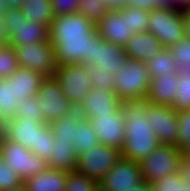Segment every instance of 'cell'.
I'll return each instance as SVG.
<instances>
[{
    "mask_svg": "<svg viewBox=\"0 0 190 191\" xmlns=\"http://www.w3.org/2000/svg\"><path fill=\"white\" fill-rule=\"evenodd\" d=\"M149 106L147 97L125 99L119 109L125 120L126 134L121 157L140 162L148 157L161 143L146 121Z\"/></svg>",
    "mask_w": 190,
    "mask_h": 191,
    "instance_id": "1",
    "label": "cell"
},
{
    "mask_svg": "<svg viewBox=\"0 0 190 191\" xmlns=\"http://www.w3.org/2000/svg\"><path fill=\"white\" fill-rule=\"evenodd\" d=\"M147 32L153 34L165 48L186 37L181 8L164 5L149 10Z\"/></svg>",
    "mask_w": 190,
    "mask_h": 191,
    "instance_id": "2",
    "label": "cell"
},
{
    "mask_svg": "<svg viewBox=\"0 0 190 191\" xmlns=\"http://www.w3.org/2000/svg\"><path fill=\"white\" fill-rule=\"evenodd\" d=\"M148 68L145 63L129 59L120 72L114 74V90L117 97L125 99H136L147 97L150 90Z\"/></svg>",
    "mask_w": 190,
    "mask_h": 191,
    "instance_id": "3",
    "label": "cell"
},
{
    "mask_svg": "<svg viewBox=\"0 0 190 191\" xmlns=\"http://www.w3.org/2000/svg\"><path fill=\"white\" fill-rule=\"evenodd\" d=\"M182 152L174 145L160 144L148 157L139 162L142 179L152 183L181 171Z\"/></svg>",
    "mask_w": 190,
    "mask_h": 191,
    "instance_id": "4",
    "label": "cell"
},
{
    "mask_svg": "<svg viewBox=\"0 0 190 191\" xmlns=\"http://www.w3.org/2000/svg\"><path fill=\"white\" fill-rule=\"evenodd\" d=\"M0 155L11 169L25 181L48 168L47 161L17 142L8 140L0 133Z\"/></svg>",
    "mask_w": 190,
    "mask_h": 191,
    "instance_id": "5",
    "label": "cell"
},
{
    "mask_svg": "<svg viewBox=\"0 0 190 191\" xmlns=\"http://www.w3.org/2000/svg\"><path fill=\"white\" fill-rule=\"evenodd\" d=\"M9 44H39L50 41V29L36 21H28L20 8L10 9L4 16Z\"/></svg>",
    "mask_w": 190,
    "mask_h": 191,
    "instance_id": "6",
    "label": "cell"
},
{
    "mask_svg": "<svg viewBox=\"0 0 190 191\" xmlns=\"http://www.w3.org/2000/svg\"><path fill=\"white\" fill-rule=\"evenodd\" d=\"M13 46L19 67L31 69L44 77H51L56 73L58 68L56 52L50 41Z\"/></svg>",
    "mask_w": 190,
    "mask_h": 191,
    "instance_id": "7",
    "label": "cell"
},
{
    "mask_svg": "<svg viewBox=\"0 0 190 191\" xmlns=\"http://www.w3.org/2000/svg\"><path fill=\"white\" fill-rule=\"evenodd\" d=\"M53 76L66 98L75 108L93 88L87 66L83 64L58 65Z\"/></svg>",
    "mask_w": 190,
    "mask_h": 191,
    "instance_id": "8",
    "label": "cell"
},
{
    "mask_svg": "<svg viewBox=\"0 0 190 191\" xmlns=\"http://www.w3.org/2000/svg\"><path fill=\"white\" fill-rule=\"evenodd\" d=\"M120 157L119 149L100 143L79 156L75 169L99 183Z\"/></svg>",
    "mask_w": 190,
    "mask_h": 191,
    "instance_id": "9",
    "label": "cell"
},
{
    "mask_svg": "<svg viewBox=\"0 0 190 191\" xmlns=\"http://www.w3.org/2000/svg\"><path fill=\"white\" fill-rule=\"evenodd\" d=\"M40 111L47 124L72 112L75 107L64 95L54 76L45 77L36 93Z\"/></svg>",
    "mask_w": 190,
    "mask_h": 191,
    "instance_id": "10",
    "label": "cell"
},
{
    "mask_svg": "<svg viewBox=\"0 0 190 191\" xmlns=\"http://www.w3.org/2000/svg\"><path fill=\"white\" fill-rule=\"evenodd\" d=\"M143 182L139 162L120 157L99 182V191H126Z\"/></svg>",
    "mask_w": 190,
    "mask_h": 191,
    "instance_id": "11",
    "label": "cell"
},
{
    "mask_svg": "<svg viewBox=\"0 0 190 191\" xmlns=\"http://www.w3.org/2000/svg\"><path fill=\"white\" fill-rule=\"evenodd\" d=\"M96 28L86 38L50 39L56 52L58 65L83 64L90 65L92 40L98 35Z\"/></svg>",
    "mask_w": 190,
    "mask_h": 191,
    "instance_id": "12",
    "label": "cell"
},
{
    "mask_svg": "<svg viewBox=\"0 0 190 191\" xmlns=\"http://www.w3.org/2000/svg\"><path fill=\"white\" fill-rule=\"evenodd\" d=\"M146 121L151 125L161 144L177 147L178 121L176 111L172 106L157 105L149 101Z\"/></svg>",
    "mask_w": 190,
    "mask_h": 191,
    "instance_id": "13",
    "label": "cell"
},
{
    "mask_svg": "<svg viewBox=\"0 0 190 191\" xmlns=\"http://www.w3.org/2000/svg\"><path fill=\"white\" fill-rule=\"evenodd\" d=\"M129 59L125 47L106 42L99 34L92 40L90 65L103 72L117 74Z\"/></svg>",
    "mask_w": 190,
    "mask_h": 191,
    "instance_id": "14",
    "label": "cell"
},
{
    "mask_svg": "<svg viewBox=\"0 0 190 191\" xmlns=\"http://www.w3.org/2000/svg\"><path fill=\"white\" fill-rule=\"evenodd\" d=\"M89 122L101 144L112 146L120 151L123 149L126 126L120 110L117 113L96 114Z\"/></svg>",
    "mask_w": 190,
    "mask_h": 191,
    "instance_id": "15",
    "label": "cell"
},
{
    "mask_svg": "<svg viewBox=\"0 0 190 191\" xmlns=\"http://www.w3.org/2000/svg\"><path fill=\"white\" fill-rule=\"evenodd\" d=\"M96 28L80 13L57 16L50 24V39L86 38Z\"/></svg>",
    "mask_w": 190,
    "mask_h": 191,
    "instance_id": "16",
    "label": "cell"
},
{
    "mask_svg": "<svg viewBox=\"0 0 190 191\" xmlns=\"http://www.w3.org/2000/svg\"><path fill=\"white\" fill-rule=\"evenodd\" d=\"M121 102L115 92L93 87L76 109L85 119L90 120L96 114L117 113Z\"/></svg>",
    "mask_w": 190,
    "mask_h": 191,
    "instance_id": "17",
    "label": "cell"
},
{
    "mask_svg": "<svg viewBox=\"0 0 190 191\" xmlns=\"http://www.w3.org/2000/svg\"><path fill=\"white\" fill-rule=\"evenodd\" d=\"M98 33L106 42L125 47L132 38L129 29L128 14L121 9L110 10L96 25Z\"/></svg>",
    "mask_w": 190,
    "mask_h": 191,
    "instance_id": "18",
    "label": "cell"
},
{
    "mask_svg": "<svg viewBox=\"0 0 190 191\" xmlns=\"http://www.w3.org/2000/svg\"><path fill=\"white\" fill-rule=\"evenodd\" d=\"M43 124L29 117H15L6 121L0 128V131L8 140L31 149L37 144L38 128Z\"/></svg>",
    "mask_w": 190,
    "mask_h": 191,
    "instance_id": "19",
    "label": "cell"
},
{
    "mask_svg": "<svg viewBox=\"0 0 190 191\" xmlns=\"http://www.w3.org/2000/svg\"><path fill=\"white\" fill-rule=\"evenodd\" d=\"M164 48L153 34L143 32L132 35V38L125 46V52L130 59L147 64L151 58L155 57Z\"/></svg>",
    "mask_w": 190,
    "mask_h": 191,
    "instance_id": "20",
    "label": "cell"
},
{
    "mask_svg": "<svg viewBox=\"0 0 190 191\" xmlns=\"http://www.w3.org/2000/svg\"><path fill=\"white\" fill-rule=\"evenodd\" d=\"M178 90V75L176 72L163 73L150 81L148 101L157 105L171 106Z\"/></svg>",
    "mask_w": 190,
    "mask_h": 191,
    "instance_id": "21",
    "label": "cell"
},
{
    "mask_svg": "<svg viewBox=\"0 0 190 191\" xmlns=\"http://www.w3.org/2000/svg\"><path fill=\"white\" fill-rule=\"evenodd\" d=\"M68 171L47 168L23 181L27 191H65Z\"/></svg>",
    "mask_w": 190,
    "mask_h": 191,
    "instance_id": "22",
    "label": "cell"
},
{
    "mask_svg": "<svg viewBox=\"0 0 190 191\" xmlns=\"http://www.w3.org/2000/svg\"><path fill=\"white\" fill-rule=\"evenodd\" d=\"M44 78L42 74L31 69L19 67L7 79L14 83L15 99L19 103L27 97L36 95Z\"/></svg>",
    "mask_w": 190,
    "mask_h": 191,
    "instance_id": "23",
    "label": "cell"
},
{
    "mask_svg": "<svg viewBox=\"0 0 190 191\" xmlns=\"http://www.w3.org/2000/svg\"><path fill=\"white\" fill-rule=\"evenodd\" d=\"M52 151L47 161L48 168L68 172L75 170L79 155L74 142L55 140Z\"/></svg>",
    "mask_w": 190,
    "mask_h": 191,
    "instance_id": "24",
    "label": "cell"
},
{
    "mask_svg": "<svg viewBox=\"0 0 190 191\" xmlns=\"http://www.w3.org/2000/svg\"><path fill=\"white\" fill-rule=\"evenodd\" d=\"M85 118L75 108L72 112L50 123L55 140L74 142L76 127Z\"/></svg>",
    "mask_w": 190,
    "mask_h": 191,
    "instance_id": "25",
    "label": "cell"
},
{
    "mask_svg": "<svg viewBox=\"0 0 190 191\" xmlns=\"http://www.w3.org/2000/svg\"><path fill=\"white\" fill-rule=\"evenodd\" d=\"M28 21H36L50 29L54 19L50 0H24L20 8Z\"/></svg>",
    "mask_w": 190,
    "mask_h": 191,
    "instance_id": "26",
    "label": "cell"
},
{
    "mask_svg": "<svg viewBox=\"0 0 190 191\" xmlns=\"http://www.w3.org/2000/svg\"><path fill=\"white\" fill-rule=\"evenodd\" d=\"M18 102L15 99L14 83L8 79L0 78V121H6L16 117Z\"/></svg>",
    "mask_w": 190,
    "mask_h": 191,
    "instance_id": "27",
    "label": "cell"
},
{
    "mask_svg": "<svg viewBox=\"0 0 190 191\" xmlns=\"http://www.w3.org/2000/svg\"><path fill=\"white\" fill-rule=\"evenodd\" d=\"M74 143L79 156L88 151L90 147L100 144L99 138L89 120L84 119L79 124V127H76Z\"/></svg>",
    "mask_w": 190,
    "mask_h": 191,
    "instance_id": "28",
    "label": "cell"
},
{
    "mask_svg": "<svg viewBox=\"0 0 190 191\" xmlns=\"http://www.w3.org/2000/svg\"><path fill=\"white\" fill-rule=\"evenodd\" d=\"M149 78L161 76L163 73L176 72V61L168 48H164L146 64Z\"/></svg>",
    "mask_w": 190,
    "mask_h": 191,
    "instance_id": "29",
    "label": "cell"
},
{
    "mask_svg": "<svg viewBox=\"0 0 190 191\" xmlns=\"http://www.w3.org/2000/svg\"><path fill=\"white\" fill-rule=\"evenodd\" d=\"M168 49L176 61L177 75H190V37L181 39Z\"/></svg>",
    "mask_w": 190,
    "mask_h": 191,
    "instance_id": "30",
    "label": "cell"
},
{
    "mask_svg": "<svg viewBox=\"0 0 190 191\" xmlns=\"http://www.w3.org/2000/svg\"><path fill=\"white\" fill-rule=\"evenodd\" d=\"M110 11L105 0H80L78 13L97 25Z\"/></svg>",
    "mask_w": 190,
    "mask_h": 191,
    "instance_id": "31",
    "label": "cell"
},
{
    "mask_svg": "<svg viewBox=\"0 0 190 191\" xmlns=\"http://www.w3.org/2000/svg\"><path fill=\"white\" fill-rule=\"evenodd\" d=\"M55 142V137L52 128L49 124L44 123L38 128V139L36 146H33L30 150L33 154L39 156L46 161L50 158V153Z\"/></svg>",
    "mask_w": 190,
    "mask_h": 191,
    "instance_id": "32",
    "label": "cell"
},
{
    "mask_svg": "<svg viewBox=\"0 0 190 191\" xmlns=\"http://www.w3.org/2000/svg\"><path fill=\"white\" fill-rule=\"evenodd\" d=\"M121 10L128 14L129 29L133 34L147 32L149 10L131 5H127Z\"/></svg>",
    "mask_w": 190,
    "mask_h": 191,
    "instance_id": "33",
    "label": "cell"
},
{
    "mask_svg": "<svg viewBox=\"0 0 190 191\" xmlns=\"http://www.w3.org/2000/svg\"><path fill=\"white\" fill-rule=\"evenodd\" d=\"M65 191H99V183L76 169L68 172Z\"/></svg>",
    "mask_w": 190,
    "mask_h": 191,
    "instance_id": "34",
    "label": "cell"
},
{
    "mask_svg": "<svg viewBox=\"0 0 190 191\" xmlns=\"http://www.w3.org/2000/svg\"><path fill=\"white\" fill-rule=\"evenodd\" d=\"M18 68L15 47L11 44L0 45V78H9Z\"/></svg>",
    "mask_w": 190,
    "mask_h": 191,
    "instance_id": "35",
    "label": "cell"
},
{
    "mask_svg": "<svg viewBox=\"0 0 190 191\" xmlns=\"http://www.w3.org/2000/svg\"><path fill=\"white\" fill-rule=\"evenodd\" d=\"M171 105L175 111L190 109V75H178V90Z\"/></svg>",
    "mask_w": 190,
    "mask_h": 191,
    "instance_id": "36",
    "label": "cell"
},
{
    "mask_svg": "<svg viewBox=\"0 0 190 191\" xmlns=\"http://www.w3.org/2000/svg\"><path fill=\"white\" fill-rule=\"evenodd\" d=\"M16 117H29L36 122L46 123L39 109L37 95L27 97L18 103Z\"/></svg>",
    "mask_w": 190,
    "mask_h": 191,
    "instance_id": "37",
    "label": "cell"
},
{
    "mask_svg": "<svg viewBox=\"0 0 190 191\" xmlns=\"http://www.w3.org/2000/svg\"><path fill=\"white\" fill-rule=\"evenodd\" d=\"M23 184V180L11 169L0 155V191H7L18 188Z\"/></svg>",
    "mask_w": 190,
    "mask_h": 191,
    "instance_id": "38",
    "label": "cell"
},
{
    "mask_svg": "<svg viewBox=\"0 0 190 191\" xmlns=\"http://www.w3.org/2000/svg\"><path fill=\"white\" fill-rule=\"evenodd\" d=\"M87 69L90 74L92 86L95 89H104L115 92L113 73L103 72L95 65H89L87 66Z\"/></svg>",
    "mask_w": 190,
    "mask_h": 191,
    "instance_id": "39",
    "label": "cell"
},
{
    "mask_svg": "<svg viewBox=\"0 0 190 191\" xmlns=\"http://www.w3.org/2000/svg\"><path fill=\"white\" fill-rule=\"evenodd\" d=\"M185 180L182 171L170 176L159 178L149 183L151 191H181V183Z\"/></svg>",
    "mask_w": 190,
    "mask_h": 191,
    "instance_id": "40",
    "label": "cell"
},
{
    "mask_svg": "<svg viewBox=\"0 0 190 191\" xmlns=\"http://www.w3.org/2000/svg\"><path fill=\"white\" fill-rule=\"evenodd\" d=\"M178 121L177 147L182 149L190 142V109L176 111Z\"/></svg>",
    "mask_w": 190,
    "mask_h": 191,
    "instance_id": "41",
    "label": "cell"
},
{
    "mask_svg": "<svg viewBox=\"0 0 190 191\" xmlns=\"http://www.w3.org/2000/svg\"><path fill=\"white\" fill-rule=\"evenodd\" d=\"M54 17L78 13L80 0H50Z\"/></svg>",
    "mask_w": 190,
    "mask_h": 191,
    "instance_id": "42",
    "label": "cell"
},
{
    "mask_svg": "<svg viewBox=\"0 0 190 191\" xmlns=\"http://www.w3.org/2000/svg\"><path fill=\"white\" fill-rule=\"evenodd\" d=\"M129 5L151 10L167 5V3L165 0H129Z\"/></svg>",
    "mask_w": 190,
    "mask_h": 191,
    "instance_id": "43",
    "label": "cell"
},
{
    "mask_svg": "<svg viewBox=\"0 0 190 191\" xmlns=\"http://www.w3.org/2000/svg\"><path fill=\"white\" fill-rule=\"evenodd\" d=\"M7 26L3 16H0V45L9 44Z\"/></svg>",
    "mask_w": 190,
    "mask_h": 191,
    "instance_id": "44",
    "label": "cell"
},
{
    "mask_svg": "<svg viewBox=\"0 0 190 191\" xmlns=\"http://www.w3.org/2000/svg\"><path fill=\"white\" fill-rule=\"evenodd\" d=\"M186 37H190V6L181 9Z\"/></svg>",
    "mask_w": 190,
    "mask_h": 191,
    "instance_id": "45",
    "label": "cell"
},
{
    "mask_svg": "<svg viewBox=\"0 0 190 191\" xmlns=\"http://www.w3.org/2000/svg\"><path fill=\"white\" fill-rule=\"evenodd\" d=\"M110 10H119L129 5V0H105Z\"/></svg>",
    "mask_w": 190,
    "mask_h": 191,
    "instance_id": "46",
    "label": "cell"
},
{
    "mask_svg": "<svg viewBox=\"0 0 190 191\" xmlns=\"http://www.w3.org/2000/svg\"><path fill=\"white\" fill-rule=\"evenodd\" d=\"M181 171L183 172V175L187 182L190 184V160L182 159Z\"/></svg>",
    "mask_w": 190,
    "mask_h": 191,
    "instance_id": "47",
    "label": "cell"
},
{
    "mask_svg": "<svg viewBox=\"0 0 190 191\" xmlns=\"http://www.w3.org/2000/svg\"><path fill=\"white\" fill-rule=\"evenodd\" d=\"M167 5H172L176 8H184L190 6V0H165Z\"/></svg>",
    "mask_w": 190,
    "mask_h": 191,
    "instance_id": "48",
    "label": "cell"
},
{
    "mask_svg": "<svg viewBox=\"0 0 190 191\" xmlns=\"http://www.w3.org/2000/svg\"><path fill=\"white\" fill-rule=\"evenodd\" d=\"M126 191H151V188L149 183L143 181L141 184L132 186V189H128Z\"/></svg>",
    "mask_w": 190,
    "mask_h": 191,
    "instance_id": "49",
    "label": "cell"
},
{
    "mask_svg": "<svg viewBox=\"0 0 190 191\" xmlns=\"http://www.w3.org/2000/svg\"><path fill=\"white\" fill-rule=\"evenodd\" d=\"M10 9L21 8L24 0H5Z\"/></svg>",
    "mask_w": 190,
    "mask_h": 191,
    "instance_id": "50",
    "label": "cell"
},
{
    "mask_svg": "<svg viewBox=\"0 0 190 191\" xmlns=\"http://www.w3.org/2000/svg\"><path fill=\"white\" fill-rule=\"evenodd\" d=\"M182 159L190 160V142L187 143L182 149Z\"/></svg>",
    "mask_w": 190,
    "mask_h": 191,
    "instance_id": "51",
    "label": "cell"
},
{
    "mask_svg": "<svg viewBox=\"0 0 190 191\" xmlns=\"http://www.w3.org/2000/svg\"><path fill=\"white\" fill-rule=\"evenodd\" d=\"M9 10H10V7L6 3V1L0 0V16H4Z\"/></svg>",
    "mask_w": 190,
    "mask_h": 191,
    "instance_id": "52",
    "label": "cell"
},
{
    "mask_svg": "<svg viewBox=\"0 0 190 191\" xmlns=\"http://www.w3.org/2000/svg\"><path fill=\"white\" fill-rule=\"evenodd\" d=\"M181 191H190V184L186 179L181 183Z\"/></svg>",
    "mask_w": 190,
    "mask_h": 191,
    "instance_id": "53",
    "label": "cell"
},
{
    "mask_svg": "<svg viewBox=\"0 0 190 191\" xmlns=\"http://www.w3.org/2000/svg\"><path fill=\"white\" fill-rule=\"evenodd\" d=\"M7 191H27V190H26L25 186L22 184L18 188L10 189V190H7Z\"/></svg>",
    "mask_w": 190,
    "mask_h": 191,
    "instance_id": "54",
    "label": "cell"
}]
</instances>
